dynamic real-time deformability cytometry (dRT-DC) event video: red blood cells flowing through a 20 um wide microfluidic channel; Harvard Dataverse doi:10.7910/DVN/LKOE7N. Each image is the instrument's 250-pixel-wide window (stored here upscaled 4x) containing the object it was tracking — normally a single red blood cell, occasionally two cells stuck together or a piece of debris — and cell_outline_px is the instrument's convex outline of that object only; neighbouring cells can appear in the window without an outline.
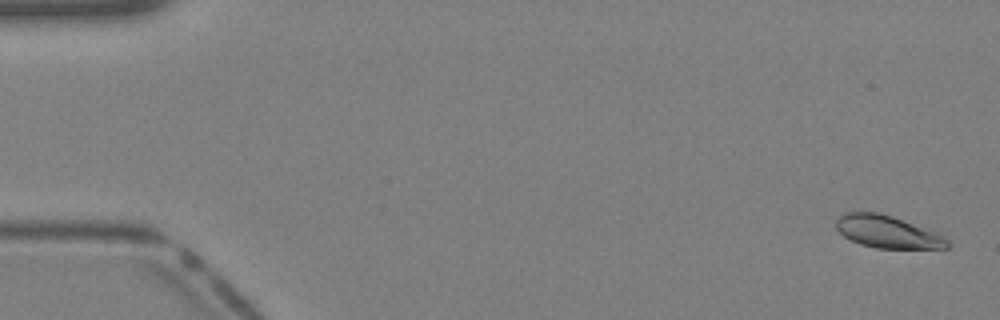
{"species": "Egyptian fruit bat (a non-hibernating species)", "species_latin": "Rousettus aegyptiacus", "temperature_condition": "warm", "stored_images_in_passage": 41, "camera_frame_rate_fps": 3000, "um_per_image_px": 0.085, "animal": {"sex": "female"}, "frame": {"image": 1, "passage_image": 2, "time_ms": 0.333, "image_size_px": [1000, 320], "cell_outline_px": [[952, 244], [948, 248], [876, 248], [860, 244], [844, 236], [836, 228], [836, 216], [844, 212], [880, 212], [892, 216], [936, 232], [944, 236]], "centroid_in_image_um": [75.42, 19.69], "position_along_channel_um": 9.6, "area_um2": 21.04}}
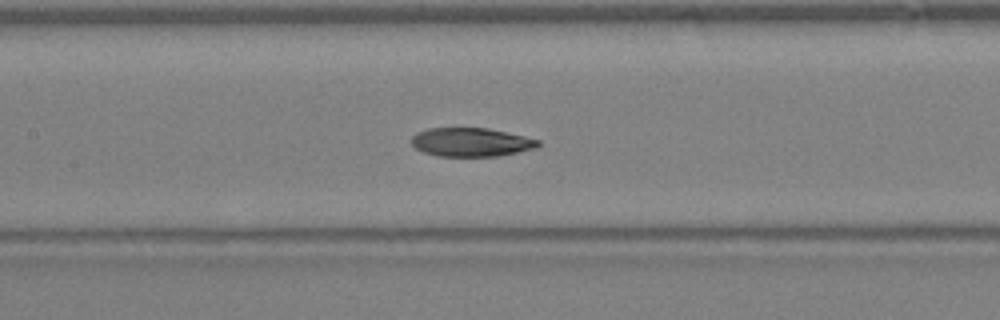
{"frame": {"image": 2, "passage_image": 20, "time_ms": 6.333, "image_size_px": [1000, 320], "cell_outline_px": [[540, 144], [536, 148], [500, 156], [440, 156], [424, 152], [416, 148], [412, 144], [412, 136], [416, 132], [428, 128], [488, 128], [524, 136], [540, 140]], "centroid_in_image_um": [40.05, 12.08], "position_along_channel_um": 167.3, "area_um2": 21.15}}
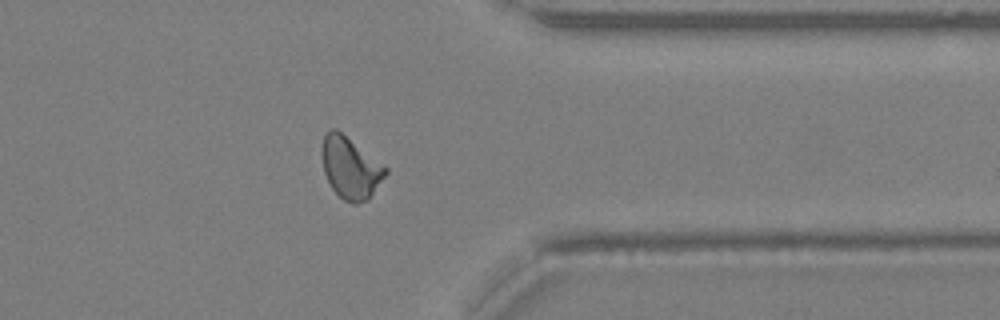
{"frame": {"image": 3, "passage_image": 33, "time_ms": 10.667, "image_size_px": [1000, 320], "cell_outline_px": [[388, 172], [368, 200], [356, 204], [352, 204], [344, 200], [332, 188], [324, 172], [320, 152], [320, 148], [324, 136], [332, 128], [336, 128], [388, 168]], "centroid_in_image_um": [29.77, 14.26], "position_along_channel_um": 381.6, "area_um2": 22.83}}